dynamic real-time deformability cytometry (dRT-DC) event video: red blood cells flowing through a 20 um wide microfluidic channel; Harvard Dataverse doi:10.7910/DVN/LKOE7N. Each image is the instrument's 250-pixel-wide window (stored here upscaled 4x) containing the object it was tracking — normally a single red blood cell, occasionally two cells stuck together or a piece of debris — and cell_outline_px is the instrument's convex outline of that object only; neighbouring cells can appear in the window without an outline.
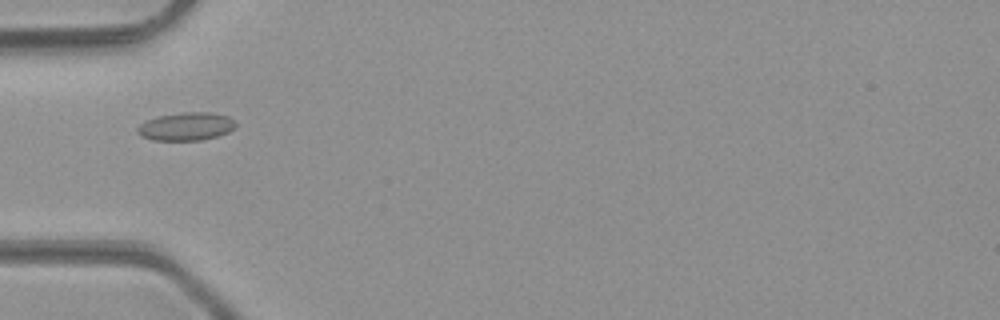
{"species": "common noctule bat (a hibernating species)", "species_latin": "Nyctalus noctula", "temperature_condition": "room temperature", "stored_images_in_passage": 35, "camera_frame_rate_fps": 3000, "um_per_image_px": 0.085, "animal": {"sex": "male", "body_mass_g": 23.1, "forearm_length_mm": 52.7}, "frame": {"image": 1, "passage_image": 2, "time_ms": 0.333, "image_size_px": [1000, 320], "cell_outline_px": [[236, 124], [228, 132], [216, 136], [200, 140], [152, 140], [140, 136], [136, 132], [136, 128], [140, 124], [148, 120], [160, 116], [180, 112], [212, 112], [228, 116]], "centroid_in_image_um": [15.78, 10.75], "position_along_channel_um": 69.2, "area_um2": 15.95}}
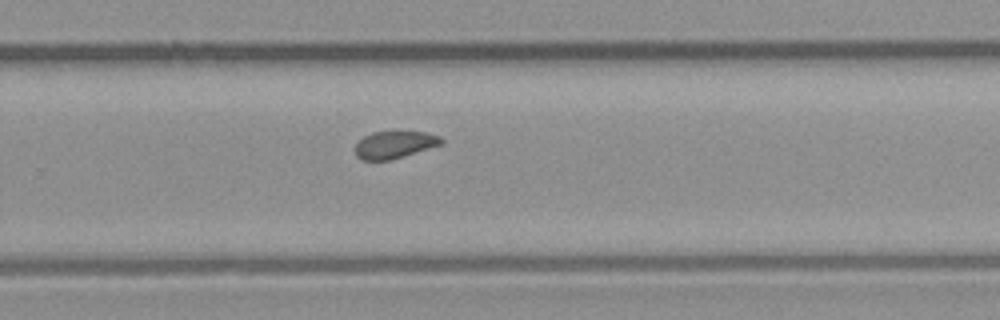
{"frame": {"image": 2, "passage_image": 18, "time_ms": 5.667, "image_size_px": [1000, 320], "cell_outline_px": [[444, 144], [392, 160], [360, 160], [356, 156], [356, 144], [364, 136], [372, 132], [428, 132], [440, 136], [444, 140]], "centroid_in_image_um": [33.58, 12.31], "position_along_channel_um": 296.2, "area_um2": 13.81}}
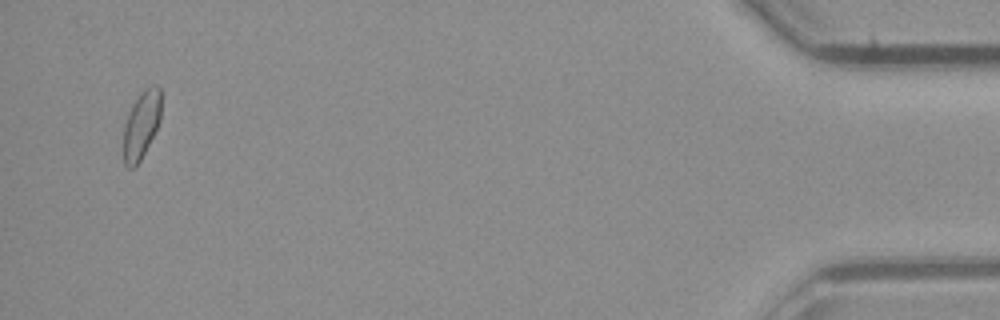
{"frame": {"image": 3, "passage_image": 33, "time_ms": 10.667, "image_size_px": [1000, 320], "cell_outline_px": [[160, 120], [140, 160], [132, 168], [128, 168], [124, 164], [124, 124], [128, 112], [132, 104], [140, 92], [144, 88], [156, 84], [160, 88]], "centroid_in_image_um": [12.0, 10.56], "position_along_channel_um": 423.2, "area_um2": 14.62}, "authors_computed_cell_mechanics": {"area_um2": 14.6234, "velocity_mm_per_s": 4.2503, "shape_relaxation_time_tau1_ms": null, "shape_relaxation_time_tau2_ms": 2.7916, "deformation_change_tau1": null, "deformation_change_tau2": 0.0545}}